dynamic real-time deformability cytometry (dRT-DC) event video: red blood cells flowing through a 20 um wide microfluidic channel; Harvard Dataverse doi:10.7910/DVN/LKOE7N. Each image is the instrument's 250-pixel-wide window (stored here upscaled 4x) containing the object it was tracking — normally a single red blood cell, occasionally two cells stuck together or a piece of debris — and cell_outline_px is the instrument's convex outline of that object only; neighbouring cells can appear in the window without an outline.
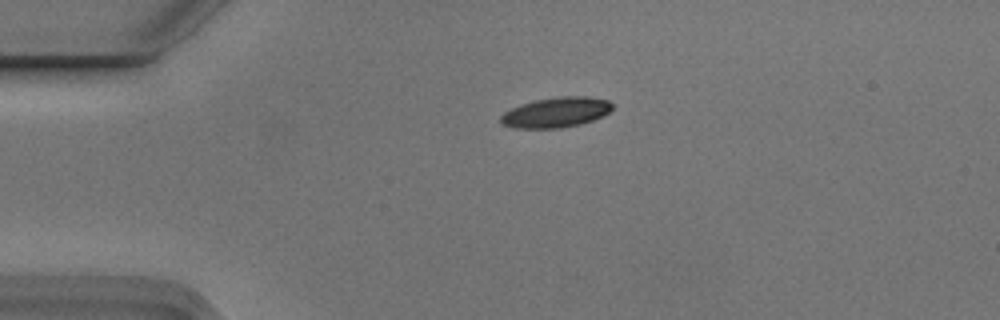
{"species": "Egyptian fruit bat (a non-hibernating species)", "species_latin": "Rousettus aegyptiacus", "temperature_condition": "cold", "stored_images_in_passage": 2, "camera_frame_rate_fps": 3000, "um_per_image_px": 0.085, "animal": {"sex": "male"}, "frame": {"image": 1, "passage_image": 1, "time_ms": 0.0, "image_size_px": [1000, 320], "cell_outline_px": [[612, 108], [604, 116], [580, 124], [560, 128], [516, 128], [500, 124], [500, 116], [504, 112], [520, 104], [536, 100], [560, 96], [588, 96], [608, 100], [612, 104]], "centroid_in_image_um": [47.25, 9.55], "position_along_channel_um": 37.8, "area_um2": 19.65}}